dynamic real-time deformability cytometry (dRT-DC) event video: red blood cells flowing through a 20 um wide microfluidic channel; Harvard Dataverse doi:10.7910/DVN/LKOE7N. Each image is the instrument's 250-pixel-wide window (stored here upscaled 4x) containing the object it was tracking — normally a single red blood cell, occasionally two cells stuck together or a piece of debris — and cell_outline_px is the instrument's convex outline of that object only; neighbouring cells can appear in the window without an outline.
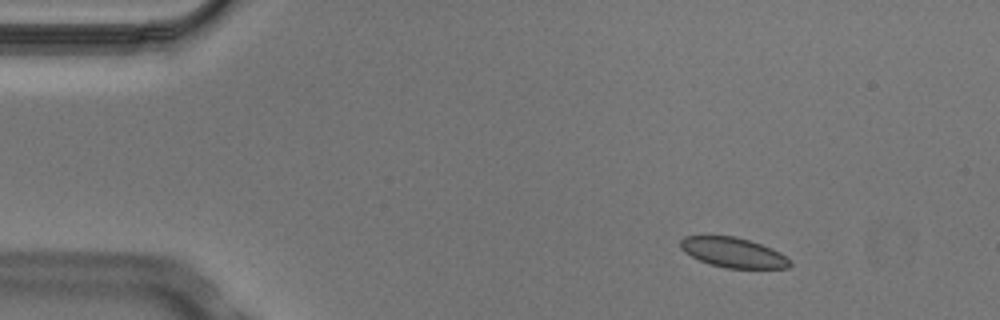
{"species": "Egyptian fruit bat (a non-hibernating species)", "species_latin": "Rousettus aegyptiacus", "temperature_condition": "cold", "stored_images_in_passage": 3, "camera_frame_rate_fps": 3000, "um_per_image_px": 0.085, "animal": {"sex": "male"}, "frame": {"image": 1, "passage_image": 1, "time_ms": 0.0, "image_size_px": [1000, 320], "cell_outline_px": [[792, 264], [788, 268], [724, 268], [708, 264], [684, 252], [680, 248], [680, 240], [684, 236], [736, 236], [772, 248], [780, 252]], "centroid_in_image_um": [62.29, 21.46], "position_along_channel_um": 22.7, "area_um2": 19.02}}